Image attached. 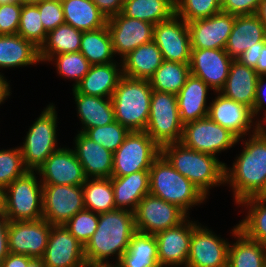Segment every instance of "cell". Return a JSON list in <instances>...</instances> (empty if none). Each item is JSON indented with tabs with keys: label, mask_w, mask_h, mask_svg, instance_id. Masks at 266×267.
Returning <instances> with one entry per match:
<instances>
[{
	"label": "cell",
	"mask_w": 266,
	"mask_h": 267,
	"mask_svg": "<svg viewBox=\"0 0 266 267\" xmlns=\"http://www.w3.org/2000/svg\"><path fill=\"white\" fill-rule=\"evenodd\" d=\"M250 138L232 167L224 168V183L233 189L235 203L258 196L266 186V137L251 130Z\"/></svg>",
	"instance_id": "cell-1"
},
{
	"label": "cell",
	"mask_w": 266,
	"mask_h": 267,
	"mask_svg": "<svg viewBox=\"0 0 266 267\" xmlns=\"http://www.w3.org/2000/svg\"><path fill=\"white\" fill-rule=\"evenodd\" d=\"M135 232L134 212L116 209L99 213L97 229L84 246L86 263H109L107 260L112 255L117 263Z\"/></svg>",
	"instance_id": "cell-2"
},
{
	"label": "cell",
	"mask_w": 266,
	"mask_h": 267,
	"mask_svg": "<svg viewBox=\"0 0 266 267\" xmlns=\"http://www.w3.org/2000/svg\"><path fill=\"white\" fill-rule=\"evenodd\" d=\"M161 154L206 197L211 187L225 185V163L214 155L187 148L181 142L163 146Z\"/></svg>",
	"instance_id": "cell-3"
},
{
	"label": "cell",
	"mask_w": 266,
	"mask_h": 267,
	"mask_svg": "<svg viewBox=\"0 0 266 267\" xmlns=\"http://www.w3.org/2000/svg\"><path fill=\"white\" fill-rule=\"evenodd\" d=\"M149 193L177 205L186 214L189 208L206 201V196L186 177L182 176L160 154L149 170ZM188 212V213H187Z\"/></svg>",
	"instance_id": "cell-4"
},
{
	"label": "cell",
	"mask_w": 266,
	"mask_h": 267,
	"mask_svg": "<svg viewBox=\"0 0 266 267\" xmlns=\"http://www.w3.org/2000/svg\"><path fill=\"white\" fill-rule=\"evenodd\" d=\"M152 91L149 80L123 75L111 97L115 121L130 131H145Z\"/></svg>",
	"instance_id": "cell-5"
},
{
	"label": "cell",
	"mask_w": 266,
	"mask_h": 267,
	"mask_svg": "<svg viewBox=\"0 0 266 267\" xmlns=\"http://www.w3.org/2000/svg\"><path fill=\"white\" fill-rule=\"evenodd\" d=\"M27 171L4 189V215L9 221L43 219V185Z\"/></svg>",
	"instance_id": "cell-6"
},
{
	"label": "cell",
	"mask_w": 266,
	"mask_h": 267,
	"mask_svg": "<svg viewBox=\"0 0 266 267\" xmlns=\"http://www.w3.org/2000/svg\"><path fill=\"white\" fill-rule=\"evenodd\" d=\"M57 111L50 103L29 128L20 146L23 163L28 171H37L45 160L61 148L57 146Z\"/></svg>",
	"instance_id": "cell-7"
},
{
	"label": "cell",
	"mask_w": 266,
	"mask_h": 267,
	"mask_svg": "<svg viewBox=\"0 0 266 267\" xmlns=\"http://www.w3.org/2000/svg\"><path fill=\"white\" fill-rule=\"evenodd\" d=\"M183 126L176 95L153 90L145 132L162 148L181 141Z\"/></svg>",
	"instance_id": "cell-8"
},
{
	"label": "cell",
	"mask_w": 266,
	"mask_h": 267,
	"mask_svg": "<svg viewBox=\"0 0 266 267\" xmlns=\"http://www.w3.org/2000/svg\"><path fill=\"white\" fill-rule=\"evenodd\" d=\"M161 148L145 131H130L113 153L112 177H122L142 170H150Z\"/></svg>",
	"instance_id": "cell-9"
},
{
	"label": "cell",
	"mask_w": 266,
	"mask_h": 267,
	"mask_svg": "<svg viewBox=\"0 0 266 267\" xmlns=\"http://www.w3.org/2000/svg\"><path fill=\"white\" fill-rule=\"evenodd\" d=\"M180 142L187 148L216 156L232 148L239 140L207 116L184 124Z\"/></svg>",
	"instance_id": "cell-10"
},
{
	"label": "cell",
	"mask_w": 266,
	"mask_h": 267,
	"mask_svg": "<svg viewBox=\"0 0 266 267\" xmlns=\"http://www.w3.org/2000/svg\"><path fill=\"white\" fill-rule=\"evenodd\" d=\"M187 215L177 205L147 194L134 211L136 231L156 235L182 223Z\"/></svg>",
	"instance_id": "cell-11"
},
{
	"label": "cell",
	"mask_w": 266,
	"mask_h": 267,
	"mask_svg": "<svg viewBox=\"0 0 266 267\" xmlns=\"http://www.w3.org/2000/svg\"><path fill=\"white\" fill-rule=\"evenodd\" d=\"M51 226L45 219L9 221V253L41 259L48 244Z\"/></svg>",
	"instance_id": "cell-12"
},
{
	"label": "cell",
	"mask_w": 266,
	"mask_h": 267,
	"mask_svg": "<svg viewBox=\"0 0 266 267\" xmlns=\"http://www.w3.org/2000/svg\"><path fill=\"white\" fill-rule=\"evenodd\" d=\"M153 41L165 61L190 64L192 48L188 23L176 14L154 25Z\"/></svg>",
	"instance_id": "cell-13"
},
{
	"label": "cell",
	"mask_w": 266,
	"mask_h": 267,
	"mask_svg": "<svg viewBox=\"0 0 266 267\" xmlns=\"http://www.w3.org/2000/svg\"><path fill=\"white\" fill-rule=\"evenodd\" d=\"M84 209L82 185H43V219L51 225H64Z\"/></svg>",
	"instance_id": "cell-14"
},
{
	"label": "cell",
	"mask_w": 266,
	"mask_h": 267,
	"mask_svg": "<svg viewBox=\"0 0 266 267\" xmlns=\"http://www.w3.org/2000/svg\"><path fill=\"white\" fill-rule=\"evenodd\" d=\"M229 245L211 229L196 225L192 231L186 267H227Z\"/></svg>",
	"instance_id": "cell-15"
},
{
	"label": "cell",
	"mask_w": 266,
	"mask_h": 267,
	"mask_svg": "<svg viewBox=\"0 0 266 267\" xmlns=\"http://www.w3.org/2000/svg\"><path fill=\"white\" fill-rule=\"evenodd\" d=\"M114 54L123 59L137 47L153 41L154 24L135 18H129L122 13L107 20Z\"/></svg>",
	"instance_id": "cell-16"
},
{
	"label": "cell",
	"mask_w": 266,
	"mask_h": 267,
	"mask_svg": "<svg viewBox=\"0 0 266 267\" xmlns=\"http://www.w3.org/2000/svg\"><path fill=\"white\" fill-rule=\"evenodd\" d=\"M46 267H85L84 245L64 225H52L41 258Z\"/></svg>",
	"instance_id": "cell-17"
},
{
	"label": "cell",
	"mask_w": 266,
	"mask_h": 267,
	"mask_svg": "<svg viewBox=\"0 0 266 267\" xmlns=\"http://www.w3.org/2000/svg\"><path fill=\"white\" fill-rule=\"evenodd\" d=\"M42 185L81 186L86 177L74 149L60 148L37 169Z\"/></svg>",
	"instance_id": "cell-18"
},
{
	"label": "cell",
	"mask_w": 266,
	"mask_h": 267,
	"mask_svg": "<svg viewBox=\"0 0 266 267\" xmlns=\"http://www.w3.org/2000/svg\"><path fill=\"white\" fill-rule=\"evenodd\" d=\"M236 15L219 12L211 17L189 21L192 49H225Z\"/></svg>",
	"instance_id": "cell-19"
},
{
	"label": "cell",
	"mask_w": 266,
	"mask_h": 267,
	"mask_svg": "<svg viewBox=\"0 0 266 267\" xmlns=\"http://www.w3.org/2000/svg\"><path fill=\"white\" fill-rule=\"evenodd\" d=\"M186 218L179 225L161 231L155 235L160 267H186L190 252L192 231L197 225Z\"/></svg>",
	"instance_id": "cell-20"
},
{
	"label": "cell",
	"mask_w": 266,
	"mask_h": 267,
	"mask_svg": "<svg viewBox=\"0 0 266 267\" xmlns=\"http://www.w3.org/2000/svg\"><path fill=\"white\" fill-rule=\"evenodd\" d=\"M232 61L225 49H191L190 74L201 78L215 93L220 92Z\"/></svg>",
	"instance_id": "cell-21"
},
{
	"label": "cell",
	"mask_w": 266,
	"mask_h": 267,
	"mask_svg": "<svg viewBox=\"0 0 266 267\" xmlns=\"http://www.w3.org/2000/svg\"><path fill=\"white\" fill-rule=\"evenodd\" d=\"M209 104L208 116L217 124L229 130L240 141L245 135L253 130H257V121L253 125L252 110L230 98L225 97L220 92ZM248 132V133H247Z\"/></svg>",
	"instance_id": "cell-22"
},
{
	"label": "cell",
	"mask_w": 266,
	"mask_h": 267,
	"mask_svg": "<svg viewBox=\"0 0 266 267\" xmlns=\"http://www.w3.org/2000/svg\"><path fill=\"white\" fill-rule=\"evenodd\" d=\"M74 141V152L86 178L112 177L113 153L111 151L79 131Z\"/></svg>",
	"instance_id": "cell-23"
},
{
	"label": "cell",
	"mask_w": 266,
	"mask_h": 267,
	"mask_svg": "<svg viewBox=\"0 0 266 267\" xmlns=\"http://www.w3.org/2000/svg\"><path fill=\"white\" fill-rule=\"evenodd\" d=\"M259 42H266V30L259 18L255 14L236 15L225 47L229 57L237 60L245 50L259 47Z\"/></svg>",
	"instance_id": "cell-24"
},
{
	"label": "cell",
	"mask_w": 266,
	"mask_h": 267,
	"mask_svg": "<svg viewBox=\"0 0 266 267\" xmlns=\"http://www.w3.org/2000/svg\"><path fill=\"white\" fill-rule=\"evenodd\" d=\"M120 63V66L116 61L91 65L89 71L73 89L88 96L111 98L123 76L122 62Z\"/></svg>",
	"instance_id": "cell-25"
},
{
	"label": "cell",
	"mask_w": 266,
	"mask_h": 267,
	"mask_svg": "<svg viewBox=\"0 0 266 267\" xmlns=\"http://www.w3.org/2000/svg\"><path fill=\"white\" fill-rule=\"evenodd\" d=\"M258 78L259 75L253 68L233 60L226 83L220 93L253 110Z\"/></svg>",
	"instance_id": "cell-26"
},
{
	"label": "cell",
	"mask_w": 266,
	"mask_h": 267,
	"mask_svg": "<svg viewBox=\"0 0 266 267\" xmlns=\"http://www.w3.org/2000/svg\"><path fill=\"white\" fill-rule=\"evenodd\" d=\"M211 89L201 78L190 74L176 95L181 122L184 124L208 116V91Z\"/></svg>",
	"instance_id": "cell-27"
},
{
	"label": "cell",
	"mask_w": 266,
	"mask_h": 267,
	"mask_svg": "<svg viewBox=\"0 0 266 267\" xmlns=\"http://www.w3.org/2000/svg\"><path fill=\"white\" fill-rule=\"evenodd\" d=\"M114 203L117 209L134 212L138 203L149 194V170H142L122 177H111Z\"/></svg>",
	"instance_id": "cell-28"
},
{
	"label": "cell",
	"mask_w": 266,
	"mask_h": 267,
	"mask_svg": "<svg viewBox=\"0 0 266 267\" xmlns=\"http://www.w3.org/2000/svg\"><path fill=\"white\" fill-rule=\"evenodd\" d=\"M73 95L77 106V113L82 123L84 133L87 129L105 126L115 121L114 107L111 98L88 96L76 92Z\"/></svg>",
	"instance_id": "cell-29"
},
{
	"label": "cell",
	"mask_w": 266,
	"mask_h": 267,
	"mask_svg": "<svg viewBox=\"0 0 266 267\" xmlns=\"http://www.w3.org/2000/svg\"><path fill=\"white\" fill-rule=\"evenodd\" d=\"M163 61L161 51L154 41L143 44L121 59L123 75L149 80Z\"/></svg>",
	"instance_id": "cell-30"
},
{
	"label": "cell",
	"mask_w": 266,
	"mask_h": 267,
	"mask_svg": "<svg viewBox=\"0 0 266 267\" xmlns=\"http://www.w3.org/2000/svg\"><path fill=\"white\" fill-rule=\"evenodd\" d=\"M40 62L39 48L22 36L0 35V68L24 67Z\"/></svg>",
	"instance_id": "cell-31"
},
{
	"label": "cell",
	"mask_w": 266,
	"mask_h": 267,
	"mask_svg": "<svg viewBox=\"0 0 266 267\" xmlns=\"http://www.w3.org/2000/svg\"><path fill=\"white\" fill-rule=\"evenodd\" d=\"M232 236L237 241L229 245L227 267H266L265 245L247 238L238 230V224L233 227Z\"/></svg>",
	"instance_id": "cell-32"
},
{
	"label": "cell",
	"mask_w": 266,
	"mask_h": 267,
	"mask_svg": "<svg viewBox=\"0 0 266 267\" xmlns=\"http://www.w3.org/2000/svg\"><path fill=\"white\" fill-rule=\"evenodd\" d=\"M65 24L86 32L105 27L107 18L92 0H63Z\"/></svg>",
	"instance_id": "cell-33"
},
{
	"label": "cell",
	"mask_w": 266,
	"mask_h": 267,
	"mask_svg": "<svg viewBox=\"0 0 266 267\" xmlns=\"http://www.w3.org/2000/svg\"><path fill=\"white\" fill-rule=\"evenodd\" d=\"M117 264L119 267H160L155 235L136 231Z\"/></svg>",
	"instance_id": "cell-34"
},
{
	"label": "cell",
	"mask_w": 266,
	"mask_h": 267,
	"mask_svg": "<svg viewBox=\"0 0 266 267\" xmlns=\"http://www.w3.org/2000/svg\"><path fill=\"white\" fill-rule=\"evenodd\" d=\"M83 32L68 24L59 25L47 33L45 42L39 48L40 62L49 60L61 53L80 51Z\"/></svg>",
	"instance_id": "cell-35"
},
{
	"label": "cell",
	"mask_w": 266,
	"mask_h": 267,
	"mask_svg": "<svg viewBox=\"0 0 266 267\" xmlns=\"http://www.w3.org/2000/svg\"><path fill=\"white\" fill-rule=\"evenodd\" d=\"M121 13L156 25L175 14V0H124Z\"/></svg>",
	"instance_id": "cell-36"
},
{
	"label": "cell",
	"mask_w": 266,
	"mask_h": 267,
	"mask_svg": "<svg viewBox=\"0 0 266 267\" xmlns=\"http://www.w3.org/2000/svg\"><path fill=\"white\" fill-rule=\"evenodd\" d=\"M80 52L91 65L115 62L112 38L107 25L102 28L83 32Z\"/></svg>",
	"instance_id": "cell-37"
},
{
	"label": "cell",
	"mask_w": 266,
	"mask_h": 267,
	"mask_svg": "<svg viewBox=\"0 0 266 267\" xmlns=\"http://www.w3.org/2000/svg\"><path fill=\"white\" fill-rule=\"evenodd\" d=\"M237 205L249 209L245 219L239 221L238 230L247 238L266 246V200L254 196L243 199Z\"/></svg>",
	"instance_id": "cell-38"
},
{
	"label": "cell",
	"mask_w": 266,
	"mask_h": 267,
	"mask_svg": "<svg viewBox=\"0 0 266 267\" xmlns=\"http://www.w3.org/2000/svg\"><path fill=\"white\" fill-rule=\"evenodd\" d=\"M82 187L86 210L99 214L117 209L110 178H87Z\"/></svg>",
	"instance_id": "cell-39"
},
{
	"label": "cell",
	"mask_w": 266,
	"mask_h": 267,
	"mask_svg": "<svg viewBox=\"0 0 266 267\" xmlns=\"http://www.w3.org/2000/svg\"><path fill=\"white\" fill-rule=\"evenodd\" d=\"M189 75V64L164 60L154 75L149 79V82L155 91L177 95L185 85Z\"/></svg>",
	"instance_id": "cell-40"
},
{
	"label": "cell",
	"mask_w": 266,
	"mask_h": 267,
	"mask_svg": "<svg viewBox=\"0 0 266 267\" xmlns=\"http://www.w3.org/2000/svg\"><path fill=\"white\" fill-rule=\"evenodd\" d=\"M40 17L36 4H23L17 34L32 42L37 48L41 47L47 36Z\"/></svg>",
	"instance_id": "cell-41"
},
{
	"label": "cell",
	"mask_w": 266,
	"mask_h": 267,
	"mask_svg": "<svg viewBox=\"0 0 266 267\" xmlns=\"http://www.w3.org/2000/svg\"><path fill=\"white\" fill-rule=\"evenodd\" d=\"M54 60L57 73L75 81L72 85L73 88L83 79L91 67V64L80 51L58 54L53 56L49 62Z\"/></svg>",
	"instance_id": "cell-42"
},
{
	"label": "cell",
	"mask_w": 266,
	"mask_h": 267,
	"mask_svg": "<svg viewBox=\"0 0 266 267\" xmlns=\"http://www.w3.org/2000/svg\"><path fill=\"white\" fill-rule=\"evenodd\" d=\"M221 11L218 0H175V14L186 22L208 18Z\"/></svg>",
	"instance_id": "cell-43"
},
{
	"label": "cell",
	"mask_w": 266,
	"mask_h": 267,
	"mask_svg": "<svg viewBox=\"0 0 266 267\" xmlns=\"http://www.w3.org/2000/svg\"><path fill=\"white\" fill-rule=\"evenodd\" d=\"M130 130L118 121L111 124L87 129L84 134L92 141L114 153L123 143Z\"/></svg>",
	"instance_id": "cell-44"
},
{
	"label": "cell",
	"mask_w": 266,
	"mask_h": 267,
	"mask_svg": "<svg viewBox=\"0 0 266 267\" xmlns=\"http://www.w3.org/2000/svg\"><path fill=\"white\" fill-rule=\"evenodd\" d=\"M27 171L20 147L0 150V186L2 188L5 189Z\"/></svg>",
	"instance_id": "cell-45"
},
{
	"label": "cell",
	"mask_w": 266,
	"mask_h": 267,
	"mask_svg": "<svg viewBox=\"0 0 266 267\" xmlns=\"http://www.w3.org/2000/svg\"><path fill=\"white\" fill-rule=\"evenodd\" d=\"M64 226L85 246L97 229L98 213L84 209L76 213Z\"/></svg>",
	"instance_id": "cell-46"
},
{
	"label": "cell",
	"mask_w": 266,
	"mask_h": 267,
	"mask_svg": "<svg viewBox=\"0 0 266 267\" xmlns=\"http://www.w3.org/2000/svg\"><path fill=\"white\" fill-rule=\"evenodd\" d=\"M41 15V22L48 33L59 25L65 24L62 3L54 0H41L36 3Z\"/></svg>",
	"instance_id": "cell-47"
},
{
	"label": "cell",
	"mask_w": 266,
	"mask_h": 267,
	"mask_svg": "<svg viewBox=\"0 0 266 267\" xmlns=\"http://www.w3.org/2000/svg\"><path fill=\"white\" fill-rule=\"evenodd\" d=\"M22 6L19 2L0 5V35L18 33Z\"/></svg>",
	"instance_id": "cell-48"
},
{
	"label": "cell",
	"mask_w": 266,
	"mask_h": 267,
	"mask_svg": "<svg viewBox=\"0 0 266 267\" xmlns=\"http://www.w3.org/2000/svg\"><path fill=\"white\" fill-rule=\"evenodd\" d=\"M261 0H226L222 11L234 15L255 14Z\"/></svg>",
	"instance_id": "cell-49"
},
{
	"label": "cell",
	"mask_w": 266,
	"mask_h": 267,
	"mask_svg": "<svg viewBox=\"0 0 266 267\" xmlns=\"http://www.w3.org/2000/svg\"><path fill=\"white\" fill-rule=\"evenodd\" d=\"M97 8L108 19L122 12L124 0H92Z\"/></svg>",
	"instance_id": "cell-50"
},
{
	"label": "cell",
	"mask_w": 266,
	"mask_h": 267,
	"mask_svg": "<svg viewBox=\"0 0 266 267\" xmlns=\"http://www.w3.org/2000/svg\"><path fill=\"white\" fill-rule=\"evenodd\" d=\"M265 76H259L258 82H257V90H256V99H255V105L252 110V114L255 118L260 113L261 110H264L266 107L264 104H266V83H265ZM266 115V109L263 114V116Z\"/></svg>",
	"instance_id": "cell-51"
},
{
	"label": "cell",
	"mask_w": 266,
	"mask_h": 267,
	"mask_svg": "<svg viewBox=\"0 0 266 267\" xmlns=\"http://www.w3.org/2000/svg\"><path fill=\"white\" fill-rule=\"evenodd\" d=\"M266 42H259V47H253L245 50L237 59V61L243 65H246L251 68H255L258 62L260 51Z\"/></svg>",
	"instance_id": "cell-52"
},
{
	"label": "cell",
	"mask_w": 266,
	"mask_h": 267,
	"mask_svg": "<svg viewBox=\"0 0 266 267\" xmlns=\"http://www.w3.org/2000/svg\"><path fill=\"white\" fill-rule=\"evenodd\" d=\"M9 220L4 213H0V263L9 254L8 249V230Z\"/></svg>",
	"instance_id": "cell-53"
},
{
	"label": "cell",
	"mask_w": 266,
	"mask_h": 267,
	"mask_svg": "<svg viewBox=\"0 0 266 267\" xmlns=\"http://www.w3.org/2000/svg\"><path fill=\"white\" fill-rule=\"evenodd\" d=\"M33 258L27 255L9 253L0 263V267H27Z\"/></svg>",
	"instance_id": "cell-54"
},
{
	"label": "cell",
	"mask_w": 266,
	"mask_h": 267,
	"mask_svg": "<svg viewBox=\"0 0 266 267\" xmlns=\"http://www.w3.org/2000/svg\"><path fill=\"white\" fill-rule=\"evenodd\" d=\"M260 52L261 53L259 55V58L257 59L258 62L254 70L259 76L266 77V44L263 46Z\"/></svg>",
	"instance_id": "cell-55"
},
{
	"label": "cell",
	"mask_w": 266,
	"mask_h": 267,
	"mask_svg": "<svg viewBox=\"0 0 266 267\" xmlns=\"http://www.w3.org/2000/svg\"><path fill=\"white\" fill-rule=\"evenodd\" d=\"M0 72V104L10 96V83L7 82V79H5V76H3V73Z\"/></svg>",
	"instance_id": "cell-56"
},
{
	"label": "cell",
	"mask_w": 266,
	"mask_h": 267,
	"mask_svg": "<svg viewBox=\"0 0 266 267\" xmlns=\"http://www.w3.org/2000/svg\"><path fill=\"white\" fill-rule=\"evenodd\" d=\"M255 15L262 22V24L264 25L265 30H266V0L260 1L259 5L256 9Z\"/></svg>",
	"instance_id": "cell-57"
},
{
	"label": "cell",
	"mask_w": 266,
	"mask_h": 267,
	"mask_svg": "<svg viewBox=\"0 0 266 267\" xmlns=\"http://www.w3.org/2000/svg\"><path fill=\"white\" fill-rule=\"evenodd\" d=\"M264 123V124H263ZM266 115L263 116V121L260 119H257V130L266 137Z\"/></svg>",
	"instance_id": "cell-58"
},
{
	"label": "cell",
	"mask_w": 266,
	"mask_h": 267,
	"mask_svg": "<svg viewBox=\"0 0 266 267\" xmlns=\"http://www.w3.org/2000/svg\"><path fill=\"white\" fill-rule=\"evenodd\" d=\"M85 267H119L117 263H113V265L110 263H86Z\"/></svg>",
	"instance_id": "cell-59"
},
{
	"label": "cell",
	"mask_w": 266,
	"mask_h": 267,
	"mask_svg": "<svg viewBox=\"0 0 266 267\" xmlns=\"http://www.w3.org/2000/svg\"><path fill=\"white\" fill-rule=\"evenodd\" d=\"M27 267H46L44 264H43V261L42 259H32L29 263H28V266Z\"/></svg>",
	"instance_id": "cell-60"
},
{
	"label": "cell",
	"mask_w": 266,
	"mask_h": 267,
	"mask_svg": "<svg viewBox=\"0 0 266 267\" xmlns=\"http://www.w3.org/2000/svg\"><path fill=\"white\" fill-rule=\"evenodd\" d=\"M0 213H4V188L0 186Z\"/></svg>",
	"instance_id": "cell-61"
},
{
	"label": "cell",
	"mask_w": 266,
	"mask_h": 267,
	"mask_svg": "<svg viewBox=\"0 0 266 267\" xmlns=\"http://www.w3.org/2000/svg\"><path fill=\"white\" fill-rule=\"evenodd\" d=\"M21 4H36L41 0H17Z\"/></svg>",
	"instance_id": "cell-62"
},
{
	"label": "cell",
	"mask_w": 266,
	"mask_h": 267,
	"mask_svg": "<svg viewBox=\"0 0 266 267\" xmlns=\"http://www.w3.org/2000/svg\"><path fill=\"white\" fill-rule=\"evenodd\" d=\"M257 197L266 200V186Z\"/></svg>",
	"instance_id": "cell-63"
},
{
	"label": "cell",
	"mask_w": 266,
	"mask_h": 267,
	"mask_svg": "<svg viewBox=\"0 0 266 267\" xmlns=\"http://www.w3.org/2000/svg\"><path fill=\"white\" fill-rule=\"evenodd\" d=\"M18 2L17 0H0V5H6L10 3Z\"/></svg>",
	"instance_id": "cell-64"
},
{
	"label": "cell",
	"mask_w": 266,
	"mask_h": 267,
	"mask_svg": "<svg viewBox=\"0 0 266 267\" xmlns=\"http://www.w3.org/2000/svg\"><path fill=\"white\" fill-rule=\"evenodd\" d=\"M218 2L221 4V6L226 2V0H218Z\"/></svg>",
	"instance_id": "cell-65"
}]
</instances>
